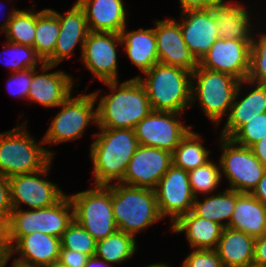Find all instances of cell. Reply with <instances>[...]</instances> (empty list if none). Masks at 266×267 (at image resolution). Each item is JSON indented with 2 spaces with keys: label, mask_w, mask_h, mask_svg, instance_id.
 <instances>
[{
  "label": "cell",
  "mask_w": 266,
  "mask_h": 267,
  "mask_svg": "<svg viewBox=\"0 0 266 267\" xmlns=\"http://www.w3.org/2000/svg\"><path fill=\"white\" fill-rule=\"evenodd\" d=\"M221 176L228 180L229 189L239 193H252L266 172L249 147L235 144L230 138L219 137Z\"/></svg>",
  "instance_id": "30bf717a"
},
{
  "label": "cell",
  "mask_w": 266,
  "mask_h": 267,
  "mask_svg": "<svg viewBox=\"0 0 266 267\" xmlns=\"http://www.w3.org/2000/svg\"><path fill=\"white\" fill-rule=\"evenodd\" d=\"M250 148L256 158L266 168V137L253 144Z\"/></svg>",
  "instance_id": "f6af8a7d"
},
{
  "label": "cell",
  "mask_w": 266,
  "mask_h": 267,
  "mask_svg": "<svg viewBox=\"0 0 266 267\" xmlns=\"http://www.w3.org/2000/svg\"><path fill=\"white\" fill-rule=\"evenodd\" d=\"M214 15L218 37L238 41H252L253 27L250 9L228 0H221L209 8ZM250 14V15H249Z\"/></svg>",
  "instance_id": "7402d4cb"
},
{
  "label": "cell",
  "mask_w": 266,
  "mask_h": 267,
  "mask_svg": "<svg viewBox=\"0 0 266 267\" xmlns=\"http://www.w3.org/2000/svg\"><path fill=\"white\" fill-rule=\"evenodd\" d=\"M247 80L258 84H266V33L261 32V35L258 36L253 34Z\"/></svg>",
  "instance_id": "8d00e7d4"
},
{
  "label": "cell",
  "mask_w": 266,
  "mask_h": 267,
  "mask_svg": "<svg viewBox=\"0 0 266 267\" xmlns=\"http://www.w3.org/2000/svg\"><path fill=\"white\" fill-rule=\"evenodd\" d=\"M249 267H266V266H260V265H256V264H252V265H250Z\"/></svg>",
  "instance_id": "f5cc1de1"
},
{
  "label": "cell",
  "mask_w": 266,
  "mask_h": 267,
  "mask_svg": "<svg viewBox=\"0 0 266 267\" xmlns=\"http://www.w3.org/2000/svg\"><path fill=\"white\" fill-rule=\"evenodd\" d=\"M61 249V239L42 232H34L20 237L10 248L9 255L25 263L47 266L58 261Z\"/></svg>",
  "instance_id": "cb8c5ba5"
},
{
  "label": "cell",
  "mask_w": 266,
  "mask_h": 267,
  "mask_svg": "<svg viewBox=\"0 0 266 267\" xmlns=\"http://www.w3.org/2000/svg\"><path fill=\"white\" fill-rule=\"evenodd\" d=\"M181 267H223L215 250L193 249Z\"/></svg>",
  "instance_id": "f35d334b"
},
{
  "label": "cell",
  "mask_w": 266,
  "mask_h": 267,
  "mask_svg": "<svg viewBox=\"0 0 266 267\" xmlns=\"http://www.w3.org/2000/svg\"><path fill=\"white\" fill-rule=\"evenodd\" d=\"M253 263L266 266V232L255 239Z\"/></svg>",
  "instance_id": "7bdbcfd3"
},
{
  "label": "cell",
  "mask_w": 266,
  "mask_h": 267,
  "mask_svg": "<svg viewBox=\"0 0 266 267\" xmlns=\"http://www.w3.org/2000/svg\"><path fill=\"white\" fill-rule=\"evenodd\" d=\"M228 227L259 237L266 232V205L251 193H240Z\"/></svg>",
  "instance_id": "83f0119b"
},
{
  "label": "cell",
  "mask_w": 266,
  "mask_h": 267,
  "mask_svg": "<svg viewBox=\"0 0 266 267\" xmlns=\"http://www.w3.org/2000/svg\"><path fill=\"white\" fill-rule=\"evenodd\" d=\"M182 113L153 111L134 128L139 145L173 152L192 126L183 123Z\"/></svg>",
  "instance_id": "8fae6325"
},
{
  "label": "cell",
  "mask_w": 266,
  "mask_h": 267,
  "mask_svg": "<svg viewBox=\"0 0 266 267\" xmlns=\"http://www.w3.org/2000/svg\"><path fill=\"white\" fill-rule=\"evenodd\" d=\"M59 33V19L49 8L36 11V30L33 48L43 62H46L54 54Z\"/></svg>",
  "instance_id": "4dcf8cb0"
},
{
  "label": "cell",
  "mask_w": 266,
  "mask_h": 267,
  "mask_svg": "<svg viewBox=\"0 0 266 267\" xmlns=\"http://www.w3.org/2000/svg\"><path fill=\"white\" fill-rule=\"evenodd\" d=\"M244 85L252 86L251 91L239 99ZM265 112L266 84L254 83L247 79L240 81L220 137L230 138L246 122Z\"/></svg>",
  "instance_id": "44dd1931"
},
{
  "label": "cell",
  "mask_w": 266,
  "mask_h": 267,
  "mask_svg": "<svg viewBox=\"0 0 266 267\" xmlns=\"http://www.w3.org/2000/svg\"><path fill=\"white\" fill-rule=\"evenodd\" d=\"M239 82L230 74L198 65L192 72L191 106L197 99L204 115L217 126L229 114Z\"/></svg>",
  "instance_id": "52a82bcc"
},
{
  "label": "cell",
  "mask_w": 266,
  "mask_h": 267,
  "mask_svg": "<svg viewBox=\"0 0 266 267\" xmlns=\"http://www.w3.org/2000/svg\"><path fill=\"white\" fill-rule=\"evenodd\" d=\"M190 187L193 195L198 197L201 194L209 195L217 190L222 181L219 162L216 164L213 160H209L202 166L188 171ZM199 193V194H198Z\"/></svg>",
  "instance_id": "836d02e7"
},
{
  "label": "cell",
  "mask_w": 266,
  "mask_h": 267,
  "mask_svg": "<svg viewBox=\"0 0 266 267\" xmlns=\"http://www.w3.org/2000/svg\"><path fill=\"white\" fill-rule=\"evenodd\" d=\"M61 248L82 252L89 256L96 253L97 241L75 220L63 232Z\"/></svg>",
  "instance_id": "e575fe53"
},
{
  "label": "cell",
  "mask_w": 266,
  "mask_h": 267,
  "mask_svg": "<svg viewBox=\"0 0 266 267\" xmlns=\"http://www.w3.org/2000/svg\"><path fill=\"white\" fill-rule=\"evenodd\" d=\"M89 255L69 249H60L59 261L67 267H85Z\"/></svg>",
  "instance_id": "b9f144b4"
},
{
  "label": "cell",
  "mask_w": 266,
  "mask_h": 267,
  "mask_svg": "<svg viewBox=\"0 0 266 267\" xmlns=\"http://www.w3.org/2000/svg\"><path fill=\"white\" fill-rule=\"evenodd\" d=\"M255 239L240 230L224 228L215 248L223 267H249L252 265Z\"/></svg>",
  "instance_id": "484cf974"
},
{
  "label": "cell",
  "mask_w": 266,
  "mask_h": 267,
  "mask_svg": "<svg viewBox=\"0 0 266 267\" xmlns=\"http://www.w3.org/2000/svg\"><path fill=\"white\" fill-rule=\"evenodd\" d=\"M266 137V112L257 115L242 125L230 139L237 145L251 147Z\"/></svg>",
  "instance_id": "74e56055"
},
{
  "label": "cell",
  "mask_w": 266,
  "mask_h": 267,
  "mask_svg": "<svg viewBox=\"0 0 266 267\" xmlns=\"http://www.w3.org/2000/svg\"><path fill=\"white\" fill-rule=\"evenodd\" d=\"M9 178L0 174V228H3L12 211Z\"/></svg>",
  "instance_id": "60d3db41"
},
{
  "label": "cell",
  "mask_w": 266,
  "mask_h": 267,
  "mask_svg": "<svg viewBox=\"0 0 266 267\" xmlns=\"http://www.w3.org/2000/svg\"><path fill=\"white\" fill-rule=\"evenodd\" d=\"M172 164L171 152L151 146L139 145L129 161L125 175L120 183L155 189Z\"/></svg>",
  "instance_id": "2e32d148"
},
{
  "label": "cell",
  "mask_w": 266,
  "mask_h": 267,
  "mask_svg": "<svg viewBox=\"0 0 266 267\" xmlns=\"http://www.w3.org/2000/svg\"><path fill=\"white\" fill-rule=\"evenodd\" d=\"M12 263H13L12 267H45V266H41V265L25 263V262H22V261L16 260V259H14Z\"/></svg>",
  "instance_id": "681fc988"
},
{
  "label": "cell",
  "mask_w": 266,
  "mask_h": 267,
  "mask_svg": "<svg viewBox=\"0 0 266 267\" xmlns=\"http://www.w3.org/2000/svg\"><path fill=\"white\" fill-rule=\"evenodd\" d=\"M127 26L119 33L129 60L142 74L159 62L154 28H139L127 31Z\"/></svg>",
  "instance_id": "4316f807"
},
{
  "label": "cell",
  "mask_w": 266,
  "mask_h": 267,
  "mask_svg": "<svg viewBox=\"0 0 266 267\" xmlns=\"http://www.w3.org/2000/svg\"><path fill=\"white\" fill-rule=\"evenodd\" d=\"M174 233L185 232L191 249L215 250L224 229L220 224L196 216L192 211L179 217L170 227Z\"/></svg>",
  "instance_id": "d4e9b609"
},
{
  "label": "cell",
  "mask_w": 266,
  "mask_h": 267,
  "mask_svg": "<svg viewBox=\"0 0 266 267\" xmlns=\"http://www.w3.org/2000/svg\"><path fill=\"white\" fill-rule=\"evenodd\" d=\"M74 219V207L69 195L47 208L13 209L3 227L8 249L22 236L42 232L61 238Z\"/></svg>",
  "instance_id": "8992f818"
},
{
  "label": "cell",
  "mask_w": 266,
  "mask_h": 267,
  "mask_svg": "<svg viewBox=\"0 0 266 267\" xmlns=\"http://www.w3.org/2000/svg\"><path fill=\"white\" fill-rule=\"evenodd\" d=\"M251 42L218 38L198 65L230 74L239 81L246 80L250 69Z\"/></svg>",
  "instance_id": "9a60e30c"
},
{
  "label": "cell",
  "mask_w": 266,
  "mask_h": 267,
  "mask_svg": "<svg viewBox=\"0 0 266 267\" xmlns=\"http://www.w3.org/2000/svg\"><path fill=\"white\" fill-rule=\"evenodd\" d=\"M137 239L121 230H116L105 239L97 242L95 255L109 264L128 261L136 253Z\"/></svg>",
  "instance_id": "d6a6232c"
},
{
  "label": "cell",
  "mask_w": 266,
  "mask_h": 267,
  "mask_svg": "<svg viewBox=\"0 0 266 267\" xmlns=\"http://www.w3.org/2000/svg\"><path fill=\"white\" fill-rule=\"evenodd\" d=\"M144 267H170L168 265V263H154V264H151V265H147V266H144Z\"/></svg>",
  "instance_id": "816d5d0a"
},
{
  "label": "cell",
  "mask_w": 266,
  "mask_h": 267,
  "mask_svg": "<svg viewBox=\"0 0 266 267\" xmlns=\"http://www.w3.org/2000/svg\"><path fill=\"white\" fill-rule=\"evenodd\" d=\"M85 267H112V266L103 259L97 257L96 255H93L89 257Z\"/></svg>",
  "instance_id": "c3c4849f"
},
{
  "label": "cell",
  "mask_w": 266,
  "mask_h": 267,
  "mask_svg": "<svg viewBox=\"0 0 266 267\" xmlns=\"http://www.w3.org/2000/svg\"><path fill=\"white\" fill-rule=\"evenodd\" d=\"M256 199L266 205V172L258 182L257 187L251 193Z\"/></svg>",
  "instance_id": "7dc6e473"
},
{
  "label": "cell",
  "mask_w": 266,
  "mask_h": 267,
  "mask_svg": "<svg viewBox=\"0 0 266 267\" xmlns=\"http://www.w3.org/2000/svg\"><path fill=\"white\" fill-rule=\"evenodd\" d=\"M77 3L84 10L89 31L119 34L127 26L123 0H77Z\"/></svg>",
  "instance_id": "603a6c76"
},
{
  "label": "cell",
  "mask_w": 266,
  "mask_h": 267,
  "mask_svg": "<svg viewBox=\"0 0 266 267\" xmlns=\"http://www.w3.org/2000/svg\"><path fill=\"white\" fill-rule=\"evenodd\" d=\"M179 25L183 39L194 58L200 59L219 38L218 27L210 9L181 12Z\"/></svg>",
  "instance_id": "d6986e66"
},
{
  "label": "cell",
  "mask_w": 266,
  "mask_h": 267,
  "mask_svg": "<svg viewBox=\"0 0 266 267\" xmlns=\"http://www.w3.org/2000/svg\"><path fill=\"white\" fill-rule=\"evenodd\" d=\"M98 129L99 132L93 134L96 138L90 145L89 154L93 164L95 186L120 183L139 146L135 131L125 128Z\"/></svg>",
  "instance_id": "7a4b0ae2"
},
{
  "label": "cell",
  "mask_w": 266,
  "mask_h": 267,
  "mask_svg": "<svg viewBox=\"0 0 266 267\" xmlns=\"http://www.w3.org/2000/svg\"><path fill=\"white\" fill-rule=\"evenodd\" d=\"M74 207V219L98 242L113 234L118 227L111 202V185L69 195Z\"/></svg>",
  "instance_id": "ba28073f"
},
{
  "label": "cell",
  "mask_w": 266,
  "mask_h": 267,
  "mask_svg": "<svg viewBox=\"0 0 266 267\" xmlns=\"http://www.w3.org/2000/svg\"><path fill=\"white\" fill-rule=\"evenodd\" d=\"M154 190L160 214L163 218L167 216L171 225L192 210L195 196L190 187L188 171L172 164Z\"/></svg>",
  "instance_id": "5bb4252c"
},
{
  "label": "cell",
  "mask_w": 266,
  "mask_h": 267,
  "mask_svg": "<svg viewBox=\"0 0 266 267\" xmlns=\"http://www.w3.org/2000/svg\"><path fill=\"white\" fill-rule=\"evenodd\" d=\"M181 12L188 10H207L221 0H179Z\"/></svg>",
  "instance_id": "ee69618b"
},
{
  "label": "cell",
  "mask_w": 266,
  "mask_h": 267,
  "mask_svg": "<svg viewBox=\"0 0 266 267\" xmlns=\"http://www.w3.org/2000/svg\"><path fill=\"white\" fill-rule=\"evenodd\" d=\"M51 165L50 162L36 173L9 178L12 209H21L22 204L29 206L30 209L47 208L65 195L57 184L44 179L51 170Z\"/></svg>",
  "instance_id": "7c38bea8"
},
{
  "label": "cell",
  "mask_w": 266,
  "mask_h": 267,
  "mask_svg": "<svg viewBox=\"0 0 266 267\" xmlns=\"http://www.w3.org/2000/svg\"><path fill=\"white\" fill-rule=\"evenodd\" d=\"M11 256L9 255V249L3 228H0V267H6L10 261Z\"/></svg>",
  "instance_id": "bcb514c9"
},
{
  "label": "cell",
  "mask_w": 266,
  "mask_h": 267,
  "mask_svg": "<svg viewBox=\"0 0 266 267\" xmlns=\"http://www.w3.org/2000/svg\"><path fill=\"white\" fill-rule=\"evenodd\" d=\"M135 76L144 85L153 111L184 113L191 106L192 72L158 62Z\"/></svg>",
  "instance_id": "3957f363"
},
{
  "label": "cell",
  "mask_w": 266,
  "mask_h": 267,
  "mask_svg": "<svg viewBox=\"0 0 266 267\" xmlns=\"http://www.w3.org/2000/svg\"><path fill=\"white\" fill-rule=\"evenodd\" d=\"M59 19L60 33L54 49V54L45 62L59 65L72 56V52L79 43L83 52L84 42L89 29L83 8L75 2L65 15L49 8Z\"/></svg>",
  "instance_id": "ffe728a7"
},
{
  "label": "cell",
  "mask_w": 266,
  "mask_h": 267,
  "mask_svg": "<svg viewBox=\"0 0 266 267\" xmlns=\"http://www.w3.org/2000/svg\"><path fill=\"white\" fill-rule=\"evenodd\" d=\"M110 94L99 95L92 92L97 104V128L134 129L135 126L152 112L144 85L138 78L104 82ZM101 96V97H100Z\"/></svg>",
  "instance_id": "6da1fadb"
},
{
  "label": "cell",
  "mask_w": 266,
  "mask_h": 267,
  "mask_svg": "<svg viewBox=\"0 0 266 267\" xmlns=\"http://www.w3.org/2000/svg\"><path fill=\"white\" fill-rule=\"evenodd\" d=\"M4 45L8 48L7 51H12L11 54L9 53L11 57H8L7 63H5L6 61L4 62L12 73L29 68H39L37 66L44 63L31 46L8 41H6Z\"/></svg>",
  "instance_id": "d590c367"
},
{
  "label": "cell",
  "mask_w": 266,
  "mask_h": 267,
  "mask_svg": "<svg viewBox=\"0 0 266 267\" xmlns=\"http://www.w3.org/2000/svg\"><path fill=\"white\" fill-rule=\"evenodd\" d=\"M239 194V192L227 188L211 196H205L203 201L196 197L191 211L196 216L216 222L226 228L232 218Z\"/></svg>",
  "instance_id": "f1b7e54d"
},
{
  "label": "cell",
  "mask_w": 266,
  "mask_h": 267,
  "mask_svg": "<svg viewBox=\"0 0 266 267\" xmlns=\"http://www.w3.org/2000/svg\"><path fill=\"white\" fill-rule=\"evenodd\" d=\"M120 34L89 31L84 42L81 62L100 82L118 81L117 46Z\"/></svg>",
  "instance_id": "4fadbf2b"
},
{
  "label": "cell",
  "mask_w": 266,
  "mask_h": 267,
  "mask_svg": "<svg viewBox=\"0 0 266 267\" xmlns=\"http://www.w3.org/2000/svg\"><path fill=\"white\" fill-rule=\"evenodd\" d=\"M8 42L33 47L36 30V10L12 9L0 27Z\"/></svg>",
  "instance_id": "f546056e"
},
{
  "label": "cell",
  "mask_w": 266,
  "mask_h": 267,
  "mask_svg": "<svg viewBox=\"0 0 266 267\" xmlns=\"http://www.w3.org/2000/svg\"><path fill=\"white\" fill-rule=\"evenodd\" d=\"M8 79V90L12 96L28 100L29 87L32 81L33 68L13 72Z\"/></svg>",
  "instance_id": "ab89813d"
},
{
  "label": "cell",
  "mask_w": 266,
  "mask_h": 267,
  "mask_svg": "<svg viewBox=\"0 0 266 267\" xmlns=\"http://www.w3.org/2000/svg\"><path fill=\"white\" fill-rule=\"evenodd\" d=\"M96 103L92 92L76 97L71 94L58 106L61 111L54 117L42 137L44 144L53 145L79 139L89 124L97 126Z\"/></svg>",
  "instance_id": "9c48e42d"
},
{
  "label": "cell",
  "mask_w": 266,
  "mask_h": 267,
  "mask_svg": "<svg viewBox=\"0 0 266 267\" xmlns=\"http://www.w3.org/2000/svg\"><path fill=\"white\" fill-rule=\"evenodd\" d=\"M154 26L157 54L160 63L193 72L198 61L190 53L176 19L156 20Z\"/></svg>",
  "instance_id": "ac0fdd59"
},
{
  "label": "cell",
  "mask_w": 266,
  "mask_h": 267,
  "mask_svg": "<svg viewBox=\"0 0 266 267\" xmlns=\"http://www.w3.org/2000/svg\"><path fill=\"white\" fill-rule=\"evenodd\" d=\"M40 66V74L37 68H33L28 101L39 103L46 108L58 107L73 94L74 80L62 70L49 72L57 65L44 62Z\"/></svg>",
  "instance_id": "e0dca14e"
},
{
  "label": "cell",
  "mask_w": 266,
  "mask_h": 267,
  "mask_svg": "<svg viewBox=\"0 0 266 267\" xmlns=\"http://www.w3.org/2000/svg\"><path fill=\"white\" fill-rule=\"evenodd\" d=\"M26 125L25 120L11 130L0 132V174L7 178L36 173L52 162L55 155L42 147L43 139L38 143L30 136Z\"/></svg>",
  "instance_id": "277c9868"
},
{
  "label": "cell",
  "mask_w": 266,
  "mask_h": 267,
  "mask_svg": "<svg viewBox=\"0 0 266 267\" xmlns=\"http://www.w3.org/2000/svg\"><path fill=\"white\" fill-rule=\"evenodd\" d=\"M46 267H67L66 265L62 264L59 260L52 262L51 264L47 265Z\"/></svg>",
  "instance_id": "f907efd6"
},
{
  "label": "cell",
  "mask_w": 266,
  "mask_h": 267,
  "mask_svg": "<svg viewBox=\"0 0 266 267\" xmlns=\"http://www.w3.org/2000/svg\"><path fill=\"white\" fill-rule=\"evenodd\" d=\"M202 136L193 130L181 139L172 152L173 165L185 171H190L204 165L210 159V151L200 141Z\"/></svg>",
  "instance_id": "1f68e13d"
},
{
  "label": "cell",
  "mask_w": 266,
  "mask_h": 267,
  "mask_svg": "<svg viewBox=\"0 0 266 267\" xmlns=\"http://www.w3.org/2000/svg\"><path fill=\"white\" fill-rule=\"evenodd\" d=\"M111 202L118 227L136 238V234L162 220L154 189L111 184Z\"/></svg>",
  "instance_id": "5b68a950"
}]
</instances>
